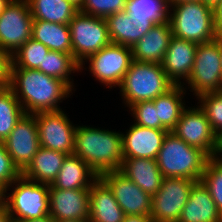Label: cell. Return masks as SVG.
Here are the masks:
<instances>
[{
    "label": "cell",
    "mask_w": 222,
    "mask_h": 222,
    "mask_svg": "<svg viewBox=\"0 0 222 222\" xmlns=\"http://www.w3.org/2000/svg\"><path fill=\"white\" fill-rule=\"evenodd\" d=\"M8 86L26 114L62 110L60 102L74 93L64 81L25 68H10Z\"/></svg>",
    "instance_id": "cell-1"
},
{
    "label": "cell",
    "mask_w": 222,
    "mask_h": 222,
    "mask_svg": "<svg viewBox=\"0 0 222 222\" xmlns=\"http://www.w3.org/2000/svg\"><path fill=\"white\" fill-rule=\"evenodd\" d=\"M73 154L86 162L98 177L119 170L123 162L122 132L77 124Z\"/></svg>",
    "instance_id": "cell-2"
},
{
    "label": "cell",
    "mask_w": 222,
    "mask_h": 222,
    "mask_svg": "<svg viewBox=\"0 0 222 222\" xmlns=\"http://www.w3.org/2000/svg\"><path fill=\"white\" fill-rule=\"evenodd\" d=\"M210 157L201 149L189 146L171 131L167 133L156 157L163 177L201 181Z\"/></svg>",
    "instance_id": "cell-3"
},
{
    "label": "cell",
    "mask_w": 222,
    "mask_h": 222,
    "mask_svg": "<svg viewBox=\"0 0 222 222\" xmlns=\"http://www.w3.org/2000/svg\"><path fill=\"white\" fill-rule=\"evenodd\" d=\"M174 86L161 64L133 60L118 88L123 97L122 103L129 107L134 103L154 100Z\"/></svg>",
    "instance_id": "cell-4"
},
{
    "label": "cell",
    "mask_w": 222,
    "mask_h": 222,
    "mask_svg": "<svg viewBox=\"0 0 222 222\" xmlns=\"http://www.w3.org/2000/svg\"><path fill=\"white\" fill-rule=\"evenodd\" d=\"M49 187V184L31 181L22 175L9 185L3 191V203L13 222L40 219L49 215Z\"/></svg>",
    "instance_id": "cell-5"
},
{
    "label": "cell",
    "mask_w": 222,
    "mask_h": 222,
    "mask_svg": "<svg viewBox=\"0 0 222 222\" xmlns=\"http://www.w3.org/2000/svg\"><path fill=\"white\" fill-rule=\"evenodd\" d=\"M168 21L173 36L196 44L217 38L213 10L201 1L183 2L169 6Z\"/></svg>",
    "instance_id": "cell-6"
},
{
    "label": "cell",
    "mask_w": 222,
    "mask_h": 222,
    "mask_svg": "<svg viewBox=\"0 0 222 222\" xmlns=\"http://www.w3.org/2000/svg\"><path fill=\"white\" fill-rule=\"evenodd\" d=\"M72 56L81 65L90 55L111 44L105 18L78 12L68 24Z\"/></svg>",
    "instance_id": "cell-7"
},
{
    "label": "cell",
    "mask_w": 222,
    "mask_h": 222,
    "mask_svg": "<svg viewBox=\"0 0 222 222\" xmlns=\"http://www.w3.org/2000/svg\"><path fill=\"white\" fill-rule=\"evenodd\" d=\"M186 84L196 98L208 92L222 91L219 38L197 45L194 65Z\"/></svg>",
    "instance_id": "cell-8"
},
{
    "label": "cell",
    "mask_w": 222,
    "mask_h": 222,
    "mask_svg": "<svg viewBox=\"0 0 222 222\" xmlns=\"http://www.w3.org/2000/svg\"><path fill=\"white\" fill-rule=\"evenodd\" d=\"M132 61V49L130 47L111 43L97 53L90 55L80 65V72L87 69L84 66L88 63L89 70L87 71L92 73L96 81L112 89V87L120 86Z\"/></svg>",
    "instance_id": "cell-9"
},
{
    "label": "cell",
    "mask_w": 222,
    "mask_h": 222,
    "mask_svg": "<svg viewBox=\"0 0 222 222\" xmlns=\"http://www.w3.org/2000/svg\"><path fill=\"white\" fill-rule=\"evenodd\" d=\"M196 180L164 177L152 197L150 216L154 222H178Z\"/></svg>",
    "instance_id": "cell-10"
},
{
    "label": "cell",
    "mask_w": 222,
    "mask_h": 222,
    "mask_svg": "<svg viewBox=\"0 0 222 222\" xmlns=\"http://www.w3.org/2000/svg\"><path fill=\"white\" fill-rule=\"evenodd\" d=\"M33 17L27 0H12L0 15V49L10 57L32 35Z\"/></svg>",
    "instance_id": "cell-11"
},
{
    "label": "cell",
    "mask_w": 222,
    "mask_h": 222,
    "mask_svg": "<svg viewBox=\"0 0 222 222\" xmlns=\"http://www.w3.org/2000/svg\"><path fill=\"white\" fill-rule=\"evenodd\" d=\"M35 116L40 146L67 155L73 154L77 125L70 121L65 111L38 112Z\"/></svg>",
    "instance_id": "cell-12"
},
{
    "label": "cell",
    "mask_w": 222,
    "mask_h": 222,
    "mask_svg": "<svg viewBox=\"0 0 222 222\" xmlns=\"http://www.w3.org/2000/svg\"><path fill=\"white\" fill-rule=\"evenodd\" d=\"M171 132L189 146L201 149L210 158L214 155L217 135L213 132L205 113L198 104L183 110Z\"/></svg>",
    "instance_id": "cell-13"
},
{
    "label": "cell",
    "mask_w": 222,
    "mask_h": 222,
    "mask_svg": "<svg viewBox=\"0 0 222 222\" xmlns=\"http://www.w3.org/2000/svg\"><path fill=\"white\" fill-rule=\"evenodd\" d=\"M13 164L22 172L40 148L35 114H24L3 141Z\"/></svg>",
    "instance_id": "cell-14"
},
{
    "label": "cell",
    "mask_w": 222,
    "mask_h": 222,
    "mask_svg": "<svg viewBox=\"0 0 222 222\" xmlns=\"http://www.w3.org/2000/svg\"><path fill=\"white\" fill-rule=\"evenodd\" d=\"M100 178L112 190L125 216H150L152 197L119 170L103 173Z\"/></svg>",
    "instance_id": "cell-15"
},
{
    "label": "cell",
    "mask_w": 222,
    "mask_h": 222,
    "mask_svg": "<svg viewBox=\"0 0 222 222\" xmlns=\"http://www.w3.org/2000/svg\"><path fill=\"white\" fill-rule=\"evenodd\" d=\"M49 215L55 220H89L90 189L49 187Z\"/></svg>",
    "instance_id": "cell-16"
},
{
    "label": "cell",
    "mask_w": 222,
    "mask_h": 222,
    "mask_svg": "<svg viewBox=\"0 0 222 222\" xmlns=\"http://www.w3.org/2000/svg\"><path fill=\"white\" fill-rule=\"evenodd\" d=\"M168 132L165 129L147 128L135 123L130 125L129 129L122 133L123 159H156Z\"/></svg>",
    "instance_id": "cell-17"
},
{
    "label": "cell",
    "mask_w": 222,
    "mask_h": 222,
    "mask_svg": "<svg viewBox=\"0 0 222 222\" xmlns=\"http://www.w3.org/2000/svg\"><path fill=\"white\" fill-rule=\"evenodd\" d=\"M197 45L175 36L171 37L161 65L175 86L186 85L194 65Z\"/></svg>",
    "instance_id": "cell-18"
},
{
    "label": "cell",
    "mask_w": 222,
    "mask_h": 222,
    "mask_svg": "<svg viewBox=\"0 0 222 222\" xmlns=\"http://www.w3.org/2000/svg\"><path fill=\"white\" fill-rule=\"evenodd\" d=\"M173 36L169 21L155 24L131 49L132 59L161 64Z\"/></svg>",
    "instance_id": "cell-19"
},
{
    "label": "cell",
    "mask_w": 222,
    "mask_h": 222,
    "mask_svg": "<svg viewBox=\"0 0 222 222\" xmlns=\"http://www.w3.org/2000/svg\"><path fill=\"white\" fill-rule=\"evenodd\" d=\"M178 222H222V214L201 181L191 188Z\"/></svg>",
    "instance_id": "cell-20"
},
{
    "label": "cell",
    "mask_w": 222,
    "mask_h": 222,
    "mask_svg": "<svg viewBox=\"0 0 222 222\" xmlns=\"http://www.w3.org/2000/svg\"><path fill=\"white\" fill-rule=\"evenodd\" d=\"M119 171L151 197L160 189L164 178L159 170L156 159H123Z\"/></svg>",
    "instance_id": "cell-21"
},
{
    "label": "cell",
    "mask_w": 222,
    "mask_h": 222,
    "mask_svg": "<svg viewBox=\"0 0 222 222\" xmlns=\"http://www.w3.org/2000/svg\"><path fill=\"white\" fill-rule=\"evenodd\" d=\"M125 214L117 203L112 190L99 177L90 187L91 222H123Z\"/></svg>",
    "instance_id": "cell-22"
},
{
    "label": "cell",
    "mask_w": 222,
    "mask_h": 222,
    "mask_svg": "<svg viewBox=\"0 0 222 222\" xmlns=\"http://www.w3.org/2000/svg\"><path fill=\"white\" fill-rule=\"evenodd\" d=\"M98 178V175L86 162L75 154H70L66 156L56 179L51 185L64 190L90 189Z\"/></svg>",
    "instance_id": "cell-23"
},
{
    "label": "cell",
    "mask_w": 222,
    "mask_h": 222,
    "mask_svg": "<svg viewBox=\"0 0 222 222\" xmlns=\"http://www.w3.org/2000/svg\"><path fill=\"white\" fill-rule=\"evenodd\" d=\"M66 156L63 152L40 146L21 175L31 181L50 185L56 179Z\"/></svg>",
    "instance_id": "cell-24"
},
{
    "label": "cell",
    "mask_w": 222,
    "mask_h": 222,
    "mask_svg": "<svg viewBox=\"0 0 222 222\" xmlns=\"http://www.w3.org/2000/svg\"><path fill=\"white\" fill-rule=\"evenodd\" d=\"M111 43L132 48L154 25L137 24L125 11L106 18Z\"/></svg>",
    "instance_id": "cell-25"
},
{
    "label": "cell",
    "mask_w": 222,
    "mask_h": 222,
    "mask_svg": "<svg viewBox=\"0 0 222 222\" xmlns=\"http://www.w3.org/2000/svg\"><path fill=\"white\" fill-rule=\"evenodd\" d=\"M31 38L51 51L72 54L69 26L44 20H33Z\"/></svg>",
    "instance_id": "cell-26"
},
{
    "label": "cell",
    "mask_w": 222,
    "mask_h": 222,
    "mask_svg": "<svg viewBox=\"0 0 222 222\" xmlns=\"http://www.w3.org/2000/svg\"><path fill=\"white\" fill-rule=\"evenodd\" d=\"M187 87L174 86L167 93L152 100L160 119V129L172 131L182 115L185 106ZM183 100V101H182Z\"/></svg>",
    "instance_id": "cell-27"
},
{
    "label": "cell",
    "mask_w": 222,
    "mask_h": 222,
    "mask_svg": "<svg viewBox=\"0 0 222 222\" xmlns=\"http://www.w3.org/2000/svg\"><path fill=\"white\" fill-rule=\"evenodd\" d=\"M33 20L68 25L79 12L67 0H27Z\"/></svg>",
    "instance_id": "cell-28"
},
{
    "label": "cell",
    "mask_w": 222,
    "mask_h": 222,
    "mask_svg": "<svg viewBox=\"0 0 222 222\" xmlns=\"http://www.w3.org/2000/svg\"><path fill=\"white\" fill-rule=\"evenodd\" d=\"M125 11L137 24L155 25L168 20L167 0H127Z\"/></svg>",
    "instance_id": "cell-29"
},
{
    "label": "cell",
    "mask_w": 222,
    "mask_h": 222,
    "mask_svg": "<svg viewBox=\"0 0 222 222\" xmlns=\"http://www.w3.org/2000/svg\"><path fill=\"white\" fill-rule=\"evenodd\" d=\"M80 72V64L72 54L59 51H49L43 62V73L64 81L74 92V80L72 73Z\"/></svg>",
    "instance_id": "cell-30"
},
{
    "label": "cell",
    "mask_w": 222,
    "mask_h": 222,
    "mask_svg": "<svg viewBox=\"0 0 222 222\" xmlns=\"http://www.w3.org/2000/svg\"><path fill=\"white\" fill-rule=\"evenodd\" d=\"M25 114L9 86L0 88V142H3Z\"/></svg>",
    "instance_id": "cell-31"
},
{
    "label": "cell",
    "mask_w": 222,
    "mask_h": 222,
    "mask_svg": "<svg viewBox=\"0 0 222 222\" xmlns=\"http://www.w3.org/2000/svg\"><path fill=\"white\" fill-rule=\"evenodd\" d=\"M49 49L41 42L29 39L11 56L10 68H25L43 72V62Z\"/></svg>",
    "instance_id": "cell-32"
},
{
    "label": "cell",
    "mask_w": 222,
    "mask_h": 222,
    "mask_svg": "<svg viewBox=\"0 0 222 222\" xmlns=\"http://www.w3.org/2000/svg\"><path fill=\"white\" fill-rule=\"evenodd\" d=\"M201 182L208 189L218 211L222 214V162L211 157L206 164Z\"/></svg>",
    "instance_id": "cell-33"
},
{
    "label": "cell",
    "mask_w": 222,
    "mask_h": 222,
    "mask_svg": "<svg viewBox=\"0 0 222 222\" xmlns=\"http://www.w3.org/2000/svg\"><path fill=\"white\" fill-rule=\"evenodd\" d=\"M198 106L205 113L213 132H222V91L208 92L196 98Z\"/></svg>",
    "instance_id": "cell-34"
},
{
    "label": "cell",
    "mask_w": 222,
    "mask_h": 222,
    "mask_svg": "<svg viewBox=\"0 0 222 222\" xmlns=\"http://www.w3.org/2000/svg\"><path fill=\"white\" fill-rule=\"evenodd\" d=\"M129 108L135 124L147 128L160 129V119L152 100L134 103Z\"/></svg>",
    "instance_id": "cell-35"
},
{
    "label": "cell",
    "mask_w": 222,
    "mask_h": 222,
    "mask_svg": "<svg viewBox=\"0 0 222 222\" xmlns=\"http://www.w3.org/2000/svg\"><path fill=\"white\" fill-rule=\"evenodd\" d=\"M127 0H84L79 12L106 18L109 15L125 10Z\"/></svg>",
    "instance_id": "cell-36"
},
{
    "label": "cell",
    "mask_w": 222,
    "mask_h": 222,
    "mask_svg": "<svg viewBox=\"0 0 222 222\" xmlns=\"http://www.w3.org/2000/svg\"><path fill=\"white\" fill-rule=\"evenodd\" d=\"M20 175L21 172L13 164L11 157L7 153L3 142H0V189L4 191Z\"/></svg>",
    "instance_id": "cell-37"
},
{
    "label": "cell",
    "mask_w": 222,
    "mask_h": 222,
    "mask_svg": "<svg viewBox=\"0 0 222 222\" xmlns=\"http://www.w3.org/2000/svg\"><path fill=\"white\" fill-rule=\"evenodd\" d=\"M11 57L0 49V88L8 86Z\"/></svg>",
    "instance_id": "cell-38"
},
{
    "label": "cell",
    "mask_w": 222,
    "mask_h": 222,
    "mask_svg": "<svg viewBox=\"0 0 222 222\" xmlns=\"http://www.w3.org/2000/svg\"><path fill=\"white\" fill-rule=\"evenodd\" d=\"M213 23L217 38H222V0L213 8Z\"/></svg>",
    "instance_id": "cell-39"
},
{
    "label": "cell",
    "mask_w": 222,
    "mask_h": 222,
    "mask_svg": "<svg viewBox=\"0 0 222 222\" xmlns=\"http://www.w3.org/2000/svg\"><path fill=\"white\" fill-rule=\"evenodd\" d=\"M212 158L222 162V132H220L216 137V148Z\"/></svg>",
    "instance_id": "cell-40"
},
{
    "label": "cell",
    "mask_w": 222,
    "mask_h": 222,
    "mask_svg": "<svg viewBox=\"0 0 222 222\" xmlns=\"http://www.w3.org/2000/svg\"><path fill=\"white\" fill-rule=\"evenodd\" d=\"M123 222H154L151 216L126 215Z\"/></svg>",
    "instance_id": "cell-41"
},
{
    "label": "cell",
    "mask_w": 222,
    "mask_h": 222,
    "mask_svg": "<svg viewBox=\"0 0 222 222\" xmlns=\"http://www.w3.org/2000/svg\"><path fill=\"white\" fill-rule=\"evenodd\" d=\"M0 222H13L12 216L4 203L0 205Z\"/></svg>",
    "instance_id": "cell-42"
},
{
    "label": "cell",
    "mask_w": 222,
    "mask_h": 222,
    "mask_svg": "<svg viewBox=\"0 0 222 222\" xmlns=\"http://www.w3.org/2000/svg\"><path fill=\"white\" fill-rule=\"evenodd\" d=\"M19 222H55V220L50 215H47L40 219H31V220H24V221H19Z\"/></svg>",
    "instance_id": "cell-43"
},
{
    "label": "cell",
    "mask_w": 222,
    "mask_h": 222,
    "mask_svg": "<svg viewBox=\"0 0 222 222\" xmlns=\"http://www.w3.org/2000/svg\"><path fill=\"white\" fill-rule=\"evenodd\" d=\"M220 0H201V2L208 6L209 8H211L213 10V8L217 5V3L219 2Z\"/></svg>",
    "instance_id": "cell-44"
},
{
    "label": "cell",
    "mask_w": 222,
    "mask_h": 222,
    "mask_svg": "<svg viewBox=\"0 0 222 222\" xmlns=\"http://www.w3.org/2000/svg\"><path fill=\"white\" fill-rule=\"evenodd\" d=\"M69 3H71L75 8L80 10L83 6L84 0H67Z\"/></svg>",
    "instance_id": "cell-45"
},
{
    "label": "cell",
    "mask_w": 222,
    "mask_h": 222,
    "mask_svg": "<svg viewBox=\"0 0 222 222\" xmlns=\"http://www.w3.org/2000/svg\"><path fill=\"white\" fill-rule=\"evenodd\" d=\"M12 0H0V15L3 13L4 9L10 4Z\"/></svg>",
    "instance_id": "cell-46"
},
{
    "label": "cell",
    "mask_w": 222,
    "mask_h": 222,
    "mask_svg": "<svg viewBox=\"0 0 222 222\" xmlns=\"http://www.w3.org/2000/svg\"><path fill=\"white\" fill-rule=\"evenodd\" d=\"M169 6L172 4L183 3V2H193V1H201V0H167Z\"/></svg>",
    "instance_id": "cell-47"
},
{
    "label": "cell",
    "mask_w": 222,
    "mask_h": 222,
    "mask_svg": "<svg viewBox=\"0 0 222 222\" xmlns=\"http://www.w3.org/2000/svg\"><path fill=\"white\" fill-rule=\"evenodd\" d=\"M219 53H220L221 65H222V38H219Z\"/></svg>",
    "instance_id": "cell-48"
},
{
    "label": "cell",
    "mask_w": 222,
    "mask_h": 222,
    "mask_svg": "<svg viewBox=\"0 0 222 222\" xmlns=\"http://www.w3.org/2000/svg\"><path fill=\"white\" fill-rule=\"evenodd\" d=\"M55 222H85V221H81V220H57Z\"/></svg>",
    "instance_id": "cell-49"
},
{
    "label": "cell",
    "mask_w": 222,
    "mask_h": 222,
    "mask_svg": "<svg viewBox=\"0 0 222 222\" xmlns=\"http://www.w3.org/2000/svg\"><path fill=\"white\" fill-rule=\"evenodd\" d=\"M3 203V191L0 189V205Z\"/></svg>",
    "instance_id": "cell-50"
}]
</instances>
